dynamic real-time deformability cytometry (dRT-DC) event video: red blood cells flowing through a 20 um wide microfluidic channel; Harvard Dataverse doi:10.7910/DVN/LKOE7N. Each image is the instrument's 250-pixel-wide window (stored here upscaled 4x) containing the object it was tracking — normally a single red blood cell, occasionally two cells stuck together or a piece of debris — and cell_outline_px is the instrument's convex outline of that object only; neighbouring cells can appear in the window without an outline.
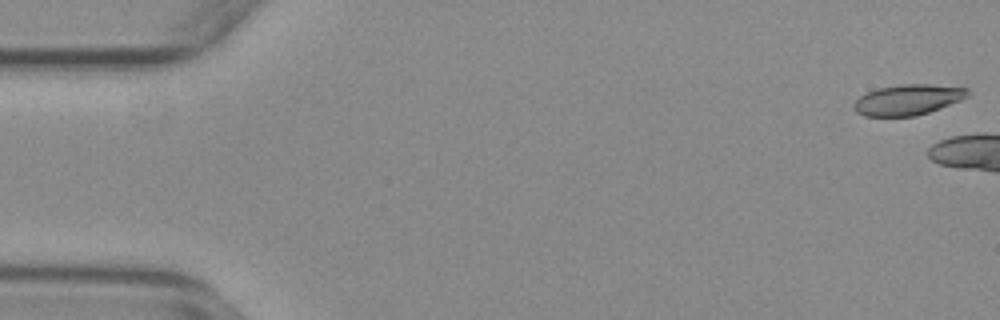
{"species": "common noctule bat (a hibernating species)", "species_latin": "Nyctalus noctula", "temperature_condition": "warm", "stored_images_in_passage": 6, "camera_frame_rate_fps": 3000, "um_per_image_px": 0.085, "animal": {"sex": "female", "body_mass_g": 29.2, "forearm_length_mm": 56.3}, "frame": {"image": 1, "passage_image": 1, "time_ms": 0.0, "image_size_px": [1000, 320], "cell_outline_px": [[972, 92], [968, 96], [960, 100], [940, 108], [916, 116], [864, 116], [856, 112], [852, 108], [852, 104], [860, 96], [868, 92], [880, 88], [900, 84], [928, 84], [968, 88]], "centroid_in_image_um": [77.17, 8.48], "position_along_channel_um": 7.8, "area_um2": 20.29}}